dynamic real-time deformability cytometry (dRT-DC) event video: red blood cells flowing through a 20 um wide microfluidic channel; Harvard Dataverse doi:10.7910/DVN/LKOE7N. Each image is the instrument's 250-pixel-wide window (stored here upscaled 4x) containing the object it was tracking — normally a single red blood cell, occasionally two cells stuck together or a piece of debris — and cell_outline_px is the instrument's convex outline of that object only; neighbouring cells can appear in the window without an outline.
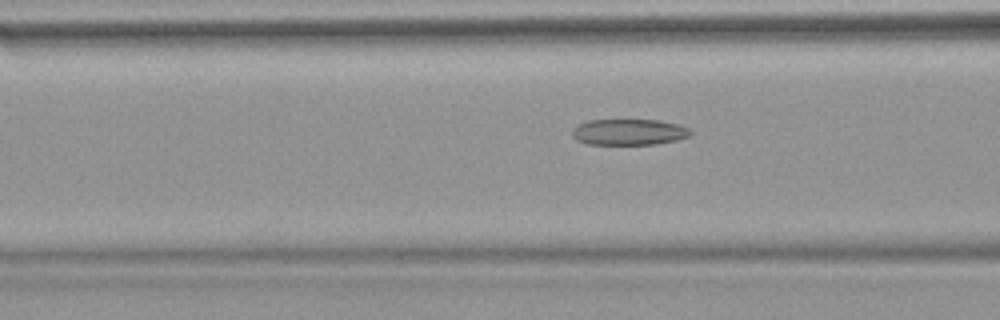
{"species": "common noctule bat (a hibernating species)", "species_latin": "Nyctalus noctula", "temperature_condition": "warm", "stored_images_in_passage": 37, "camera_frame_rate_fps": 3000, "um_per_image_px": 0.085, "animal": {"sex": "female", "body_mass_g": 18.4}, "frame": {"image": 1, "passage_image": 10, "time_ms": 3.0, "image_size_px": [1000, 320], "cell_outline_px": [[692, 132], [688, 136], [676, 140], [656, 144], [588, 144], [576, 140], [572, 136], [572, 132], [580, 124], [588, 120], [660, 120], [680, 124], [688, 128]], "centroid_in_image_um": [53.48, 11.22], "position_along_channel_um": 113.1, "area_um2": 17.86}}
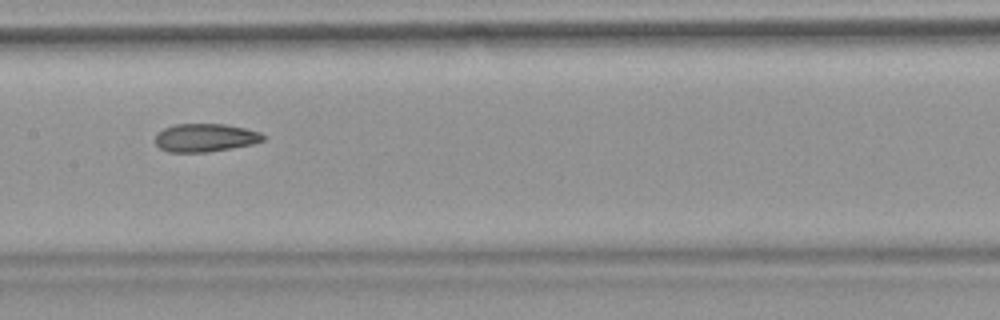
{"frame": {"image": 2, "passage_image": 16, "time_ms": 5.0, "image_size_px": [1000, 320], "cell_outline_px": [[264, 140], [252, 144], [208, 152], [168, 152], [160, 148], [156, 144], [156, 136], [164, 128], [176, 124], [224, 124], [244, 128], [260, 132], [264, 136]], "centroid_in_image_um": [17.44, 11.71], "position_along_channel_um": 190.0, "area_um2": 17.51}}
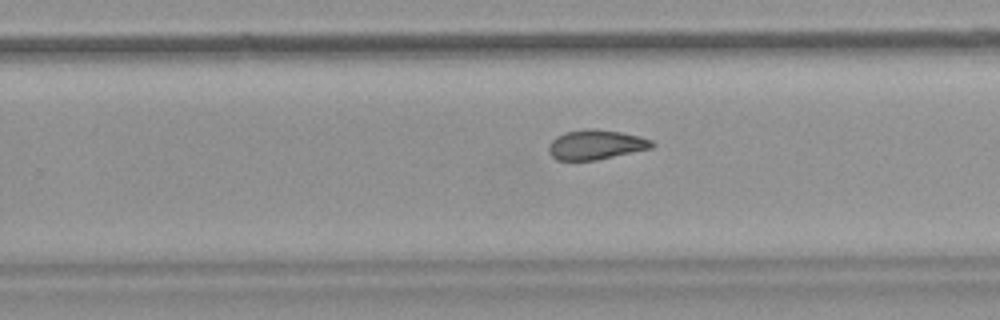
{"frame": {"image": 3, "passage_image": 23, "time_ms": 7.333, "image_size_px": [1000, 320], "cell_outline_px": [[656, 144], [652, 148], [596, 160], [556, 160], [548, 152], [548, 144], [556, 136], [564, 132], [584, 128], [596, 128], [620, 132], [640, 136], [652, 140]], "centroid_in_image_um": [50.63, 12.28], "position_along_channel_um": 279.2, "area_um2": 18.09}, "authors_computed_cell_mechanics": {"area_um2": 18.0336, "velocity_mm_per_s": 3.8415, "shape_relaxation_time_tau1_ms": null, "shape_relaxation_time_tau2_ms": 3.4784, "deformation_change_tau1": null, "deformation_change_tau2": 0.0957}}